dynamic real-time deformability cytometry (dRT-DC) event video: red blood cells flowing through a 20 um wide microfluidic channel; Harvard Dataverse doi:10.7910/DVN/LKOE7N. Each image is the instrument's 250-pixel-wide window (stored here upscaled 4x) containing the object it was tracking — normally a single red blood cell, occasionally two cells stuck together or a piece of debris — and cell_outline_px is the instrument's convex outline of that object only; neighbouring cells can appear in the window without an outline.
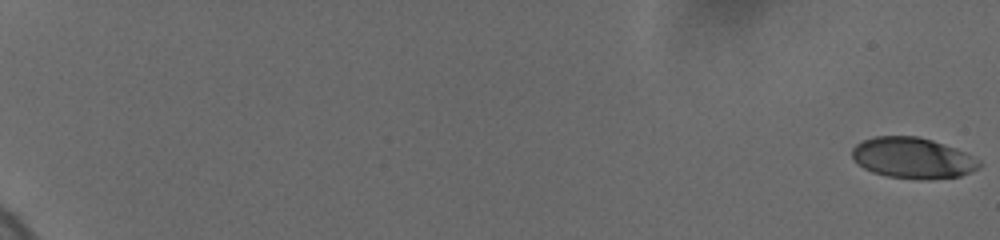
{"species": "human", "species_latin": "Homo sapiens", "temperature_condition": "cold", "stored_images_in_passage": 23, "camera_frame_rate_fps": 3000, "um_per_image_px": 0.085, "donor": {"sex": "female"}, "frame": {"image": 1, "passage_image": 1, "time_ms": 0.0, "image_size_px": [1000, 240], "cell_outline_px": [[980, 168], [960, 176], [932, 180], [920, 180], [888, 176], [872, 172], [864, 168], [852, 156], [852, 148], [856, 144], [864, 140], [876, 136], [916, 136], [932, 140], [956, 148], [980, 160]], "centroid_in_image_um": [77.61, 13.44], "position_along_channel_um": 7.4, "area_um2": 30.29}}
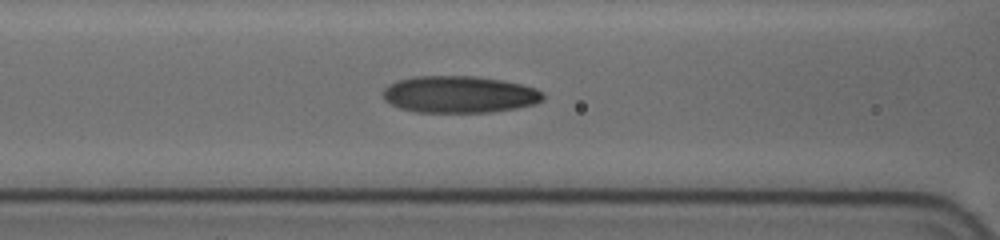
{"frame": {"image": 2, "passage_image": 20, "time_ms": 9.667, "image_size_px": [1000, 240], "cell_outline_px": [[544, 96], [536, 104], [516, 108], [492, 112], [416, 112], [400, 108], [384, 100], [384, 88], [388, 84], [396, 80], [416, 76], [472, 76], [500, 80], [520, 84], [536, 88], [544, 92]], "centroid_in_image_um": [39.03, 8.02], "position_along_channel_um": 127.6, "area_um2": 34.39}}
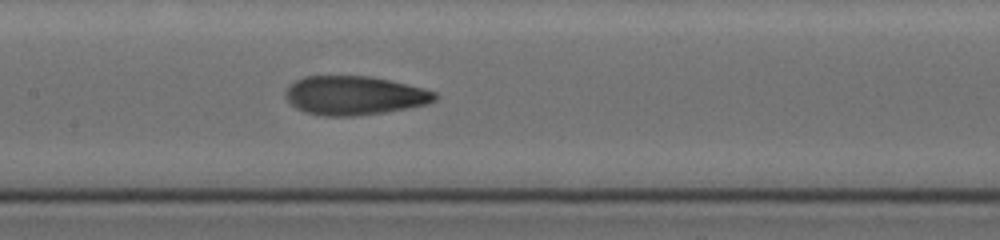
{"frame": {"image": 3, "passage_image": 23, "time_ms": 11.0, "image_size_px": [1000, 240], "cell_outline_px": [[436, 100], [428, 104], [408, 108], [384, 112], [352, 116], [324, 116], [304, 112], [296, 108], [284, 96], [284, 92], [288, 84], [304, 76], [368, 76], [388, 80], [424, 88], [436, 92]], "centroid_in_image_um": [30.09, 8.11], "position_along_channel_um": 177.3, "area_um2": 33.93}}